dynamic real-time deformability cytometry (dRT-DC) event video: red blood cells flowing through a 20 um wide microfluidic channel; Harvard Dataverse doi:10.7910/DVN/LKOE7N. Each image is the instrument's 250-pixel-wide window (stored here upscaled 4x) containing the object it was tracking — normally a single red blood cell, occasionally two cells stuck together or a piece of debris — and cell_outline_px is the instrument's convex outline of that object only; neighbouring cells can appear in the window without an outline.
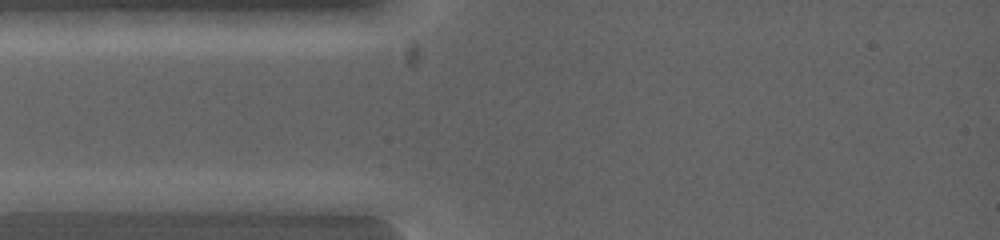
{"species": "common noctule bat (a hibernating species)", "species_latin": "Nyctalus noctula", "temperature_condition": "warm", "stored_images_in_passage": 3, "camera_frame_rate_fps": 5000, "um_per_image_px": 0.085, "animal": {"sex": "female", "body_mass_g": 19.0, "forearm_length_mm": 53.3}, "frame": {"image": 1, "passage_image": 1, "time_ms": 0.0, "image_size_px": [1000, 240], "cell_outline_px": [[120, 200], [96, 212], [24, 212], [12, 196], [12, 192], [112, 192]], "centroid_in_image_um": [5.45, 17.12], "position_along_channel_um": 79.5, "area_um2": 13.64}}